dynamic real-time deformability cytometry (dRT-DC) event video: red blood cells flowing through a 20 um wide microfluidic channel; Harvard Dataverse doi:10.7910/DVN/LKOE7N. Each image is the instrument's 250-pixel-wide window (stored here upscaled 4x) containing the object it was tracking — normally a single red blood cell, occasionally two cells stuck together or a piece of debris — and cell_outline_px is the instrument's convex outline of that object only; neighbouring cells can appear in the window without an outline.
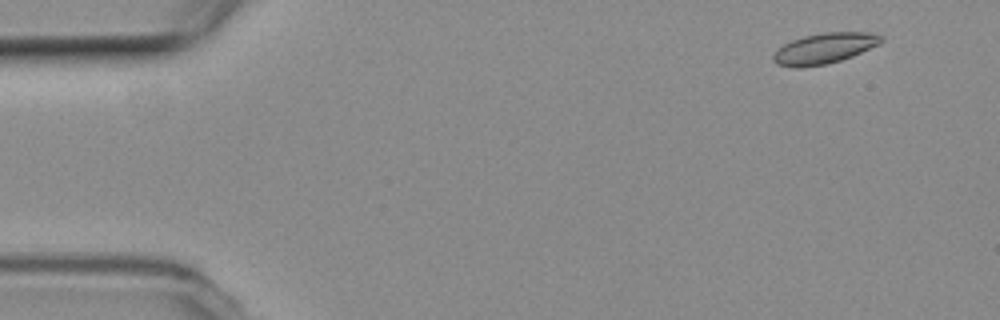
{"species": "common noctule bat (a hibernating species)", "species_latin": "Nyctalus noctula", "temperature_condition": "room temperature", "stored_images_in_passage": 54, "camera_frame_rate_fps": 3000, "um_per_image_px": 0.085, "animal": {"sex": "female", "body_mass_g": 19.3, "forearm_length_mm": 54.1}, "frame": {"image": 1, "passage_image": 4, "time_ms": 1.0, "image_size_px": [1000, 320], "cell_outline_px": [[884, 40], [880, 44], [852, 56], [840, 60], [824, 64], [776, 64], [772, 60], [772, 56], [776, 48], [792, 40], [804, 36], [824, 32], [872, 32], [884, 36]], "centroid_in_image_um": [70.15, 4.04], "position_along_channel_um": 14.8, "area_um2": 18.67}}
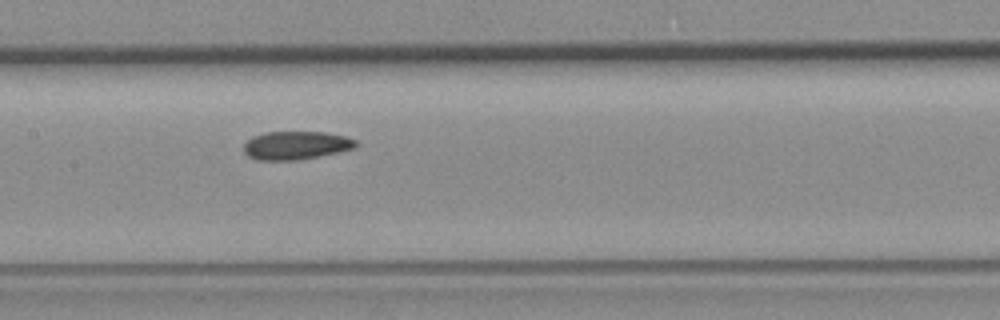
{"frame": {"image": 2, "passage_image": 26, "time_ms": 8.333, "image_size_px": [1000, 320], "cell_outline_px": [[356, 144], [352, 148], [336, 152], [296, 160], [256, 160], [248, 156], [244, 152], [244, 144], [252, 136], [264, 132], [324, 132], [344, 136], [356, 140]], "centroid_in_image_um": [25.08, 12.35], "position_along_channel_um": 182.3, "area_um2": 18.21}}
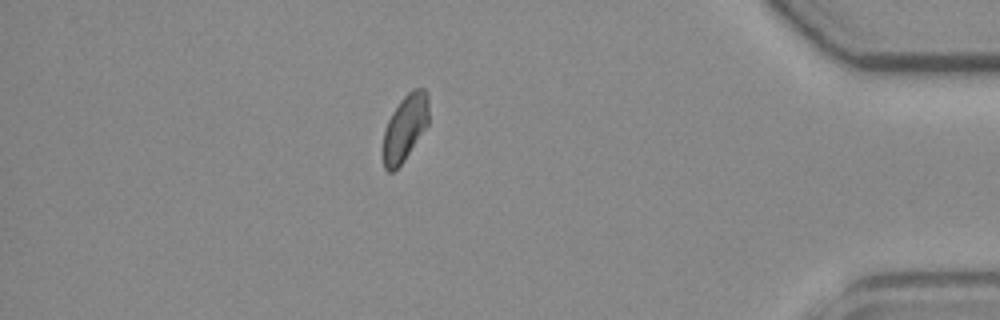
{"frame": {"image": 3, "passage_image": 47, "time_ms": 15.333, "image_size_px": [1000, 320], "cell_outline_px": [[428, 124], [404, 160], [392, 172], [388, 172], [384, 168], [384, 132], [388, 120], [392, 112], [400, 100], [412, 88], [424, 88], [428, 92]], "centroid_in_image_um": [34.44, 10.81], "position_along_channel_um": 400.8, "area_um2": 17.4}, "authors_computed_cell_mechanics": {"area_um2": 18.5538, "velocity_mm_per_s": 3.7637, "shape_relaxation_time_tau1_ms": null, "shape_relaxation_time_tau2_ms": 10.8278, "deformation_change_tau1": null, "deformation_change_tau2": 0.1062}}